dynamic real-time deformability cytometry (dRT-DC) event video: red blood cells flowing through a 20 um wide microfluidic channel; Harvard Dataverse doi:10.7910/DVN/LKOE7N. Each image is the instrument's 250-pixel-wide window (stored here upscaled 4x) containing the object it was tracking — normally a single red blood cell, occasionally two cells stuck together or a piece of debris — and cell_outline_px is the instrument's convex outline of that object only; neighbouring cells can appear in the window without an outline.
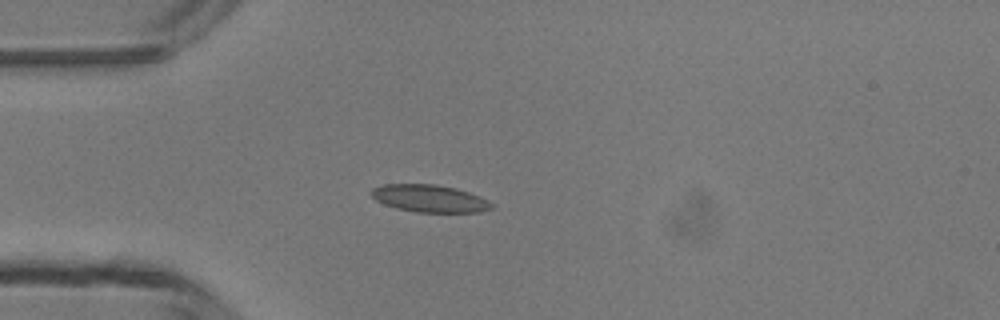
{"species": "common noctule bat (a hibernating species)", "species_latin": "Nyctalus noctula", "temperature_condition": "room temperature", "stored_images_in_passage": 4, "camera_frame_rate_fps": 3000, "um_per_image_px": 0.085, "animal": {"sex": "male", "body_mass_g": 13.3}, "frame": {"image": 1, "passage_image": 3, "time_ms": 2.333, "image_size_px": [1000, 320], "cell_outline_px": [[492, 208], [480, 212], [416, 212], [396, 208], [384, 204], [376, 200], [372, 196], [372, 188], [384, 184], [436, 184], [456, 188], [468, 192], [488, 200], [492, 204]], "centroid_in_image_um": [36.5, 16.87], "position_along_channel_um": 48.5, "area_um2": 19.07}}